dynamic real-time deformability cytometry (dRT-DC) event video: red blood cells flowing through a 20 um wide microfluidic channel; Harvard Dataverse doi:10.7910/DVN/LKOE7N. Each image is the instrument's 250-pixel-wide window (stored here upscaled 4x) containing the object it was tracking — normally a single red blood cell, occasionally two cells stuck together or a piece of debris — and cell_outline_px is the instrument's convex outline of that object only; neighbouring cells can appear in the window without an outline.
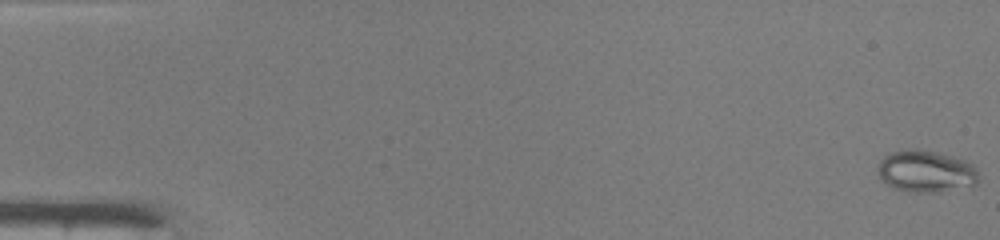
{"species": "common noctule bat (a hibernating species)", "species_latin": "Nyctalus noctula", "temperature_condition": "warm", "stored_images_in_passage": 49, "camera_frame_rate_fps": 3000, "um_per_image_px": 0.085, "animal": {"sex": "male", "body_mass_g": 19.0, "forearm_length_mm": 50.8}, "frame": {"image": 1, "passage_image": 1, "time_ms": 0.0, "image_size_px": [1000, 240], "cell_outline_px": [[976, 184], [972, 188], [936, 192], [908, 192], [892, 188], [880, 180], [880, 160], [888, 152], [912, 148], [916, 148], [936, 152], [952, 156], [964, 160], [972, 164], [976, 168]], "centroid_in_image_um": [78.71, 14.58], "position_along_channel_um": 6.3, "area_um2": 24.91}}
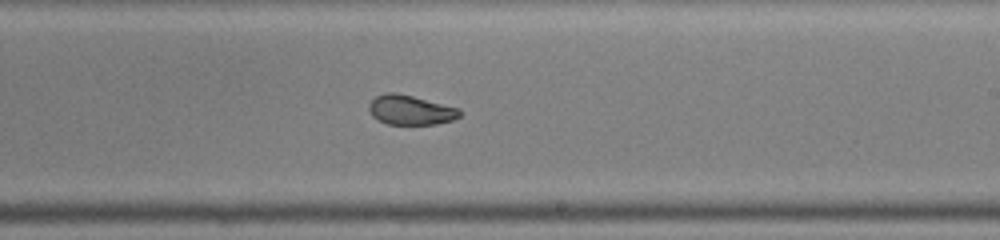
{"frame": {"image": 2, "passage_image": 30, "time_ms": 9.667, "image_size_px": [1000, 240], "cell_outline_px": [[460, 116], [452, 120], [436, 124], [388, 124], [372, 116], [368, 108], [368, 104], [376, 96], [388, 92], [396, 92], [460, 108]], "centroid_in_image_um": [34.89, 9.34], "position_along_channel_um": 254.1, "area_um2": 15.55}}
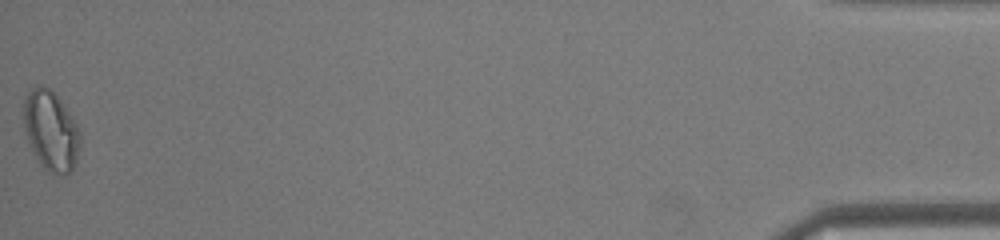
{"frame": {"image": 3, "passage_image": 49, "time_ms": 16.0, "image_size_px": [1000, 240], "cell_outline_px": [[80, 144], [76, 164], [68, 172], [48, 172], [40, 164], [28, 144], [24, 128], [24, 100], [28, 92], [32, 88], [40, 84], [48, 88], [60, 100], [76, 124], [80, 132]], "centroid_in_image_um": [4.3, 11.11], "position_along_channel_um": 430.9, "area_um2": 25.89}}